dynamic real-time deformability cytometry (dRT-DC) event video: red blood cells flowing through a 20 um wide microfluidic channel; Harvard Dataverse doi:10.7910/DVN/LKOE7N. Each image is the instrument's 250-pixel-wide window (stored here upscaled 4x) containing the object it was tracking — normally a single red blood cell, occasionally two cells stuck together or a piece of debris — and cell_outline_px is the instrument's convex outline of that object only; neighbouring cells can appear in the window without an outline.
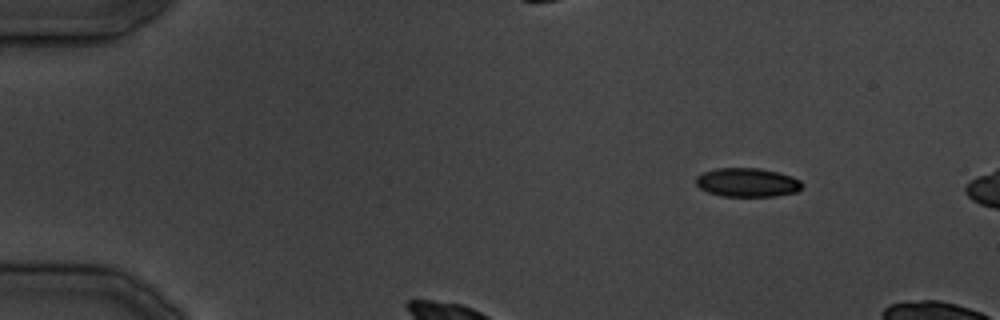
{"species": "common noctule bat (a hibernating species)", "species_latin": "Nyctalus noctula", "temperature_condition": "cold", "stored_images_in_passage": 29, "camera_frame_rate_fps": 3000, "um_per_image_px": 0.085, "animal": {"sex": "male", "body_mass_g": 19.5, "forearm_length_mm": 54.6}, "frame": {"image": 1, "passage_image": 5, "time_ms": 4.667, "image_size_px": [1000, 320], "cell_outline_px": [[804, 184], [796, 192], [776, 196], [720, 196], [708, 192], [700, 188], [696, 184], [696, 176], [704, 172], [716, 168], [760, 168], [792, 176], [800, 180]], "centroid_in_image_um": [63.52, 15.51], "position_along_channel_um": 21.5, "area_um2": 17.86}}